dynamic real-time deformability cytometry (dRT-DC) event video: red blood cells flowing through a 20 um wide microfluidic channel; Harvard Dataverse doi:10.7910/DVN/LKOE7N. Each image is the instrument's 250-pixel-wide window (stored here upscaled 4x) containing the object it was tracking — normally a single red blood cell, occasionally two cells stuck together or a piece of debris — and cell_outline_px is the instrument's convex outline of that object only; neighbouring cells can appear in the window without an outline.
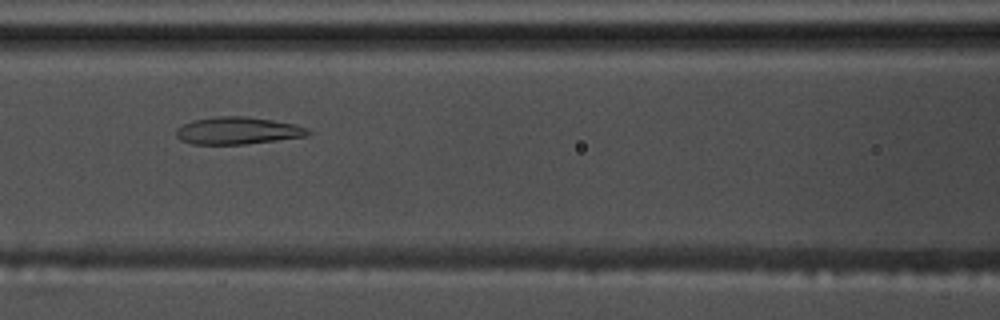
{"species": "common noctule bat (a hibernating species)", "species_latin": "Nyctalus noctula", "temperature_condition": "warm", "stored_images_in_passage": 56, "camera_frame_rate_fps": 3000, "um_per_image_px": 0.085, "animal": {"sex": "male", "body_mass_g": 17.5, "forearm_length_mm": 52.3}, "frame": {"image": 1, "passage_image": 25, "time_ms": 8.0, "image_size_px": [1000, 320], "cell_outline_px": [[312, 132], [308, 136], [244, 144], [192, 144], [180, 140], [176, 136], [176, 128], [192, 120], [216, 116], [244, 116], [272, 120], [296, 124], [308, 128]], "centroid_in_image_um": [20.21, 11.1], "position_along_channel_um": 146.4, "area_um2": 21.04}}
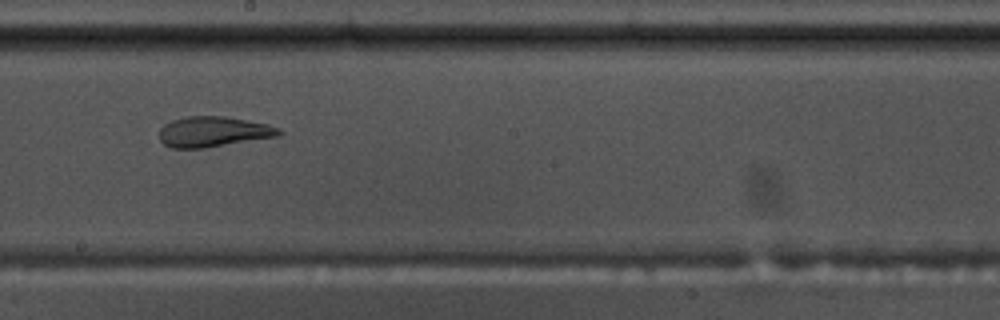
{"frame": {"image": 2, "passage_image": 32, "time_ms": 10.333, "image_size_px": [1000, 320], "cell_outline_px": [[284, 132], [280, 136], [204, 148], [172, 148], [164, 144], [160, 140], [160, 128], [164, 124], [172, 120], [184, 116], [224, 116], [268, 124], [280, 128]], "centroid_in_image_um": [18.15, 11.19], "position_along_channel_um": 230.0, "area_um2": 21.33}}
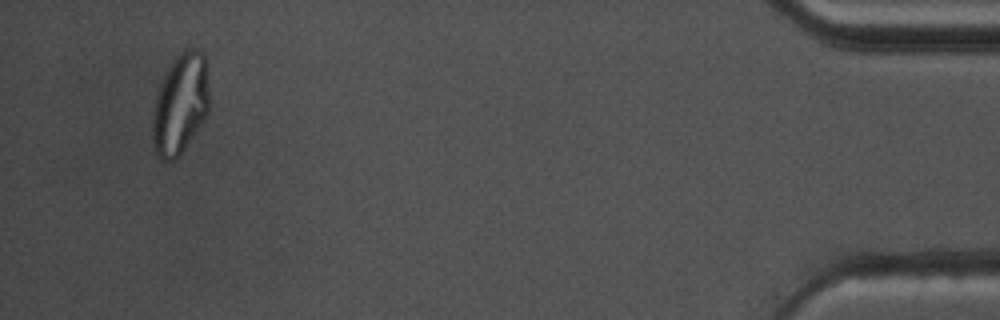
{"frame": {"image": 3, "passage_image": 54, "time_ms": 17.667, "image_size_px": [1000, 320], "cell_outline_px": [[208, 112], [204, 120], [180, 156], [176, 160], [164, 160], [156, 152], [152, 140], [152, 116], [156, 92], [172, 60], [180, 52], [188, 48], [196, 48], [204, 52], [208, 88]], "centroid_in_image_um": [15.31, 8.84], "position_along_channel_um": 419.9, "area_um2": 33.35}, "authors_computed_cell_mechanics": {"area_um2": 27.2527, "velocity_mm_per_s": 3.6144, "shape_relaxation_time_tau1_ms": null, "shape_relaxation_time_tau2_ms": 1.0178, "deformation_change_tau1": null, "deformation_change_tau2": 0.0815}}